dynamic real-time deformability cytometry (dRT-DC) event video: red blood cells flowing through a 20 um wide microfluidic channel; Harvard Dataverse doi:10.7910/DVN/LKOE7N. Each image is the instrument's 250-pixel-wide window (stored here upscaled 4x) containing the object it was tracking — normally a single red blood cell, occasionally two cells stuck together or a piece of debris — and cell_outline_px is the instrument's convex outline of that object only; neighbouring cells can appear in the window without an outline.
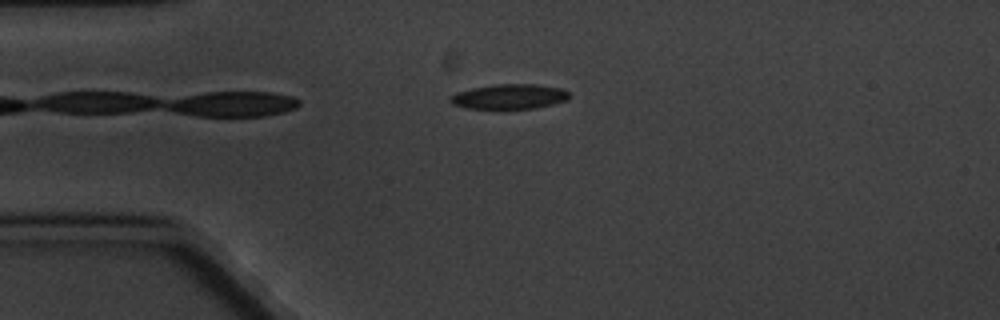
{"species": "common noctule bat (a hibernating species)", "species_latin": "Nyctalus noctula", "temperature_condition": "cold", "stored_images_in_passage": 6, "camera_frame_rate_fps": 3000, "um_per_image_px": 0.085, "animal": {"sex": "male", "body_mass_g": 20.1, "forearm_length_mm": 53.5}, "frame": {"image": 1, "passage_image": 4, "time_ms": 4.333, "image_size_px": [1000, 320], "cell_outline_px": [[572, 96], [568, 100], [552, 104], [532, 108], [468, 108], [452, 104], [448, 100], [456, 92], [472, 88], [496, 84], [536, 84], [560, 88], [568, 92]], "centroid_in_image_um": [43.31, 8.2], "position_along_channel_um": 41.7, "area_um2": 17.11}}